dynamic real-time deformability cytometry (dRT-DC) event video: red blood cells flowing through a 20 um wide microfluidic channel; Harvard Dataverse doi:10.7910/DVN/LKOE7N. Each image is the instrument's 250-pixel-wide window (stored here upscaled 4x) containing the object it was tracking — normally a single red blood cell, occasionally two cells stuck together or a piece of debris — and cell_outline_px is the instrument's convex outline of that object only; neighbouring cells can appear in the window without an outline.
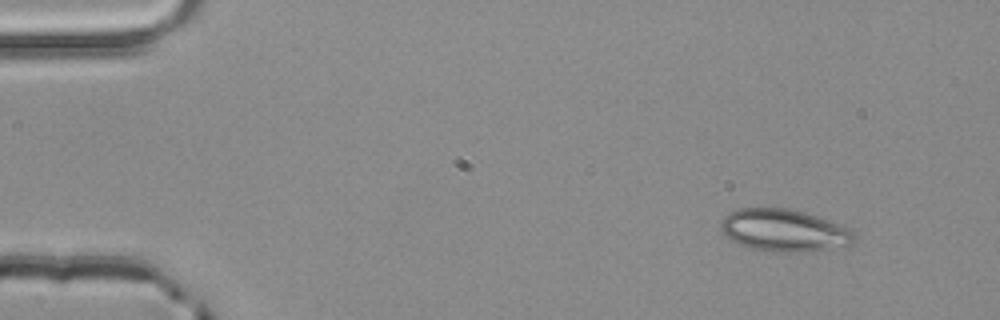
{"species": "common noctule bat (a hibernating species)", "species_latin": "Nyctalus noctula", "temperature_condition": "room temperature", "stored_images_in_passage": 2, "camera_frame_rate_fps": 3000, "um_per_image_px": 0.085, "animal": {"sex": "male", "body_mass_g": 20.4}, "frame": {"image": 1, "passage_image": 1, "time_ms": 0.0, "image_size_px": [1000, 320], "cell_outline_px": [[856, 240], [852, 244], [804, 252], [764, 252], [740, 244], [732, 240], [720, 228], [720, 224], [724, 216], [728, 212], [740, 208], [788, 208], [804, 212], [828, 220], [848, 228], [856, 236]], "centroid_in_image_um": [66.62, 19.58], "position_along_channel_um": 18.4, "area_um2": 32.71}}